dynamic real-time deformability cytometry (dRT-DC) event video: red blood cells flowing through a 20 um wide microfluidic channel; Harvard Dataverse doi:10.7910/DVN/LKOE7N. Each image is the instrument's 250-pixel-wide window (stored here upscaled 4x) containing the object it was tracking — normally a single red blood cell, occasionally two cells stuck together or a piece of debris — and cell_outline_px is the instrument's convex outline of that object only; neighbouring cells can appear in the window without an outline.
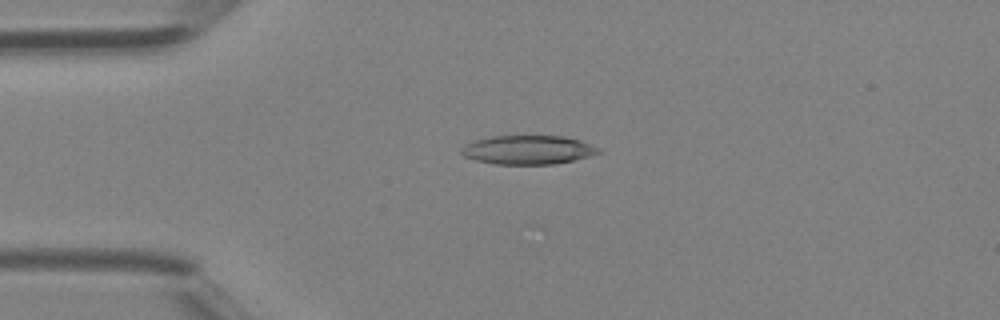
{"species": "Egyptian fruit bat (a non-hibernating species)", "species_latin": "Rousettus aegyptiacus", "temperature_condition": "room temperature", "stored_images_in_passage": 33, "camera_frame_rate_fps": 3000, "um_per_image_px": 0.085, "animal": {"sex": "female"}, "frame": {"image": 1, "passage_image": 1, "time_ms": 0.0, "image_size_px": [1000, 320], "cell_outline_px": [[600, 152], [588, 156], [572, 160], [552, 164], [496, 164], [476, 160], [464, 156], [460, 152], [460, 148], [464, 144], [472, 140], [492, 136], [564, 136], [580, 140], [600, 148]], "centroid_in_image_um": [44.82, 12.73], "position_along_channel_um": 40.2, "area_um2": 23.06}}
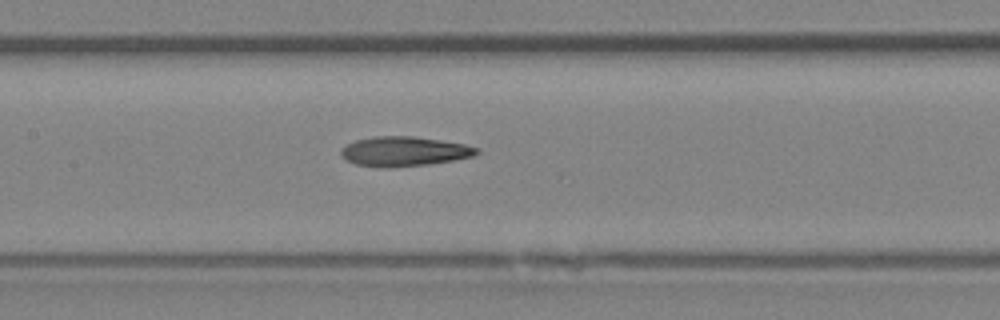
{"frame": {"image": 2, "passage_image": 11, "time_ms": 3.333, "image_size_px": [1000, 320], "cell_outline_px": [[480, 152], [472, 156], [452, 160], [428, 164], [384, 168], [380, 168], [356, 164], [340, 156], [340, 148], [356, 140], [372, 136], [412, 136], [440, 140], [464, 144], [480, 148]], "centroid_in_image_um": [34.32, 12.86], "position_along_channel_um": 173.1, "area_um2": 23.41}}
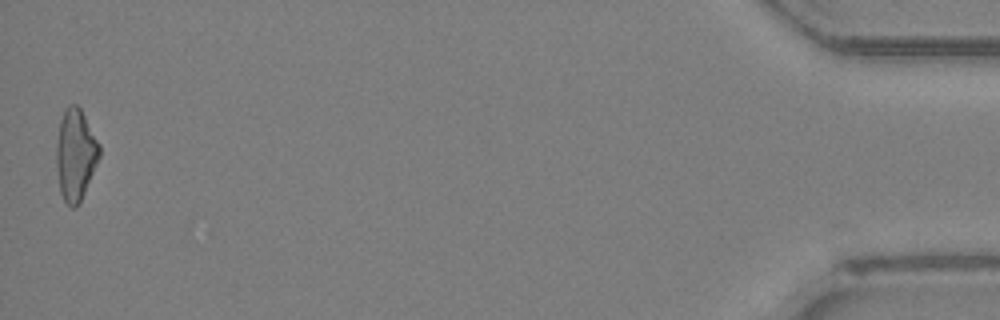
{"frame": {"image": 3, "passage_image": 33, "time_ms": 10.667, "image_size_px": [1000, 320], "cell_outline_px": [[100, 156], [80, 204], [76, 208], [72, 208], [64, 200], [60, 192], [56, 164], [56, 144], [60, 120], [64, 108], [68, 104], [76, 104], [80, 108], [100, 144]], "centroid_in_image_um": [6.41, 13.15], "position_along_channel_um": 428.8, "area_um2": 23.12}}